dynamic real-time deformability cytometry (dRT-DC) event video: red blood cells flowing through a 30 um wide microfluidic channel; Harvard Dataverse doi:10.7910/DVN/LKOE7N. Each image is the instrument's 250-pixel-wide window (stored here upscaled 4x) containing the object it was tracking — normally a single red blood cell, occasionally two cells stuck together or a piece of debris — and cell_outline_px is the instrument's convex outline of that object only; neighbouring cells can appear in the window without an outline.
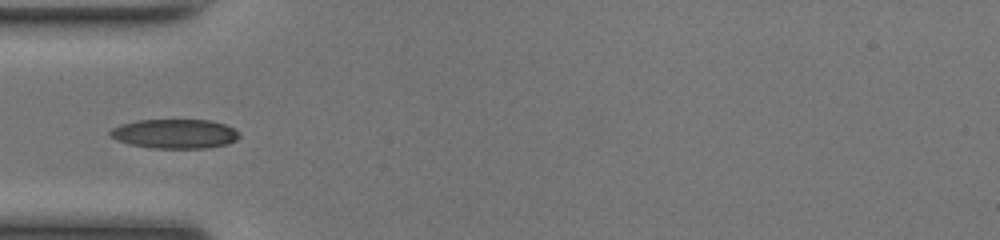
{"species": "common noctule bat (a hibernating species)", "species_latin": "Nyctalus noctula", "temperature_condition": "room temperature", "stored_images_in_passage": 36, "camera_frame_rate_fps": 3000, "um_per_image_px": 0.085, "animal": {"sex": "female", "body_mass_g": 17.0, "forearm_length_mm": 48.0}, "frame": {"image": 1, "passage_image": 6, "time_ms": 1.667, "image_size_px": [1000, 240], "cell_outline_px": [[240, 136], [236, 140], [228, 144], [208, 148], [152, 148], [128, 144], [116, 140], [108, 136], [108, 132], [112, 128], [120, 124], [136, 120], [212, 120], [224, 124], [240, 132]], "centroid_in_image_um": [14.83, 11.37], "position_along_channel_um": 70.2, "area_um2": 22.37}}
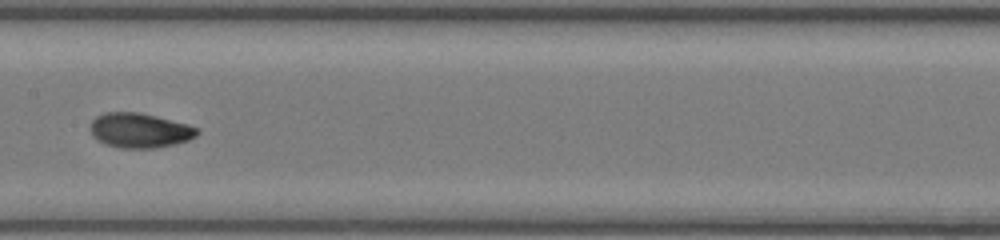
{"frame": {"image": 2, "passage_image": 15, "time_ms": 4.667, "image_size_px": [1000, 240], "cell_outline_px": [[200, 132], [196, 136], [188, 140], [156, 148], [120, 148], [104, 144], [92, 136], [92, 120], [96, 116], [104, 112], [140, 112], [188, 124], [200, 128]], "centroid_in_image_um": [11.89, 11.08], "position_along_channel_um": 195.5, "area_um2": 21.68}}
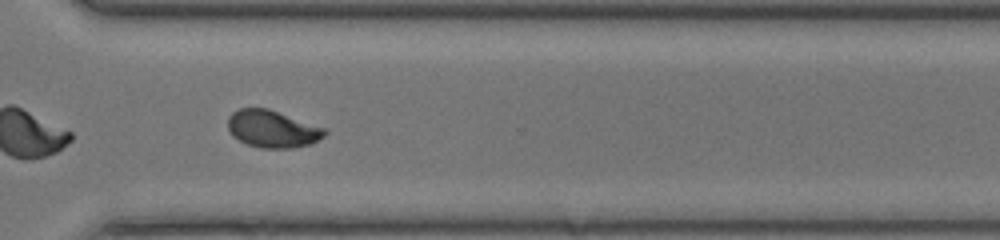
{"frame": {"image": 3, "passage_image": 26, "time_ms": 8.333, "image_size_px": [1000, 240], "cell_outline_px": [[328, 132], [324, 136], [312, 144], [292, 148], [260, 148], [248, 144], [232, 136], [228, 128], [228, 116], [232, 112], [240, 108], [268, 108], [328, 128]], "centroid_in_image_um": [23.19, 10.95], "position_along_channel_um": 347.4, "area_um2": 21.33}, "authors_computed_cell_mechanics": {"area_um2": 21.3282, "velocity_mm_per_s": 4.1544, "shape_relaxation_time_tau1_ms": 3.8728, "shape_relaxation_time_tau2_ms": 1.6233, "deformation_change_tau1": 0.174, "deformation_change_tau2": 0.0553}}